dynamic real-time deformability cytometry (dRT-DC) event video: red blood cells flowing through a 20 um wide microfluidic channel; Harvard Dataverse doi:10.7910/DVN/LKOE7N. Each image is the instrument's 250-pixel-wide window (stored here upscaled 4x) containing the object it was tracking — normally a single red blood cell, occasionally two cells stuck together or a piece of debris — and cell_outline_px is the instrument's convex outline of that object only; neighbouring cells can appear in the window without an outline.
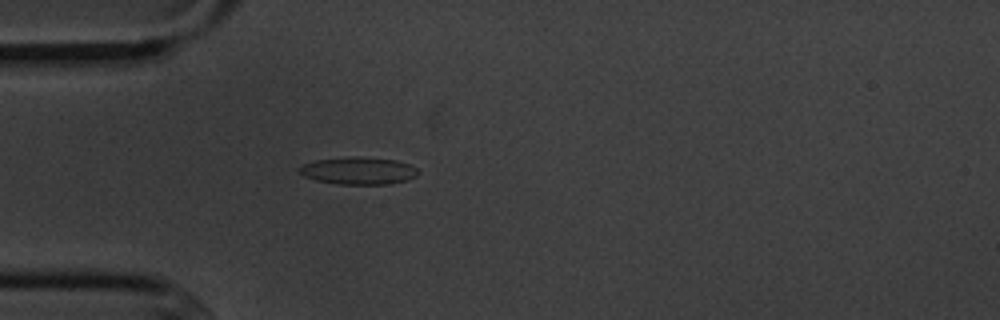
{"species": "common noctule bat (a hibernating species)", "species_latin": "Nyctalus noctula", "temperature_condition": "cold", "stored_images_in_passage": 3, "camera_frame_rate_fps": 3000, "um_per_image_px": 0.085, "animal": {"sex": "male", "body_mass_g": 20.1, "forearm_length_mm": 53.5}, "frame": {"image": 1, "passage_image": 3, "time_ms": 2.333, "image_size_px": [1000, 320], "cell_outline_px": [[420, 172], [416, 176], [408, 180], [384, 184], [340, 184], [316, 180], [304, 176], [300, 172], [300, 168], [304, 164], [316, 160], [344, 156], [356, 156], [396, 160], [408, 164], [416, 168]], "centroid_in_image_um": [30.49, 14.5], "position_along_channel_um": 54.5, "area_um2": 18.84}}